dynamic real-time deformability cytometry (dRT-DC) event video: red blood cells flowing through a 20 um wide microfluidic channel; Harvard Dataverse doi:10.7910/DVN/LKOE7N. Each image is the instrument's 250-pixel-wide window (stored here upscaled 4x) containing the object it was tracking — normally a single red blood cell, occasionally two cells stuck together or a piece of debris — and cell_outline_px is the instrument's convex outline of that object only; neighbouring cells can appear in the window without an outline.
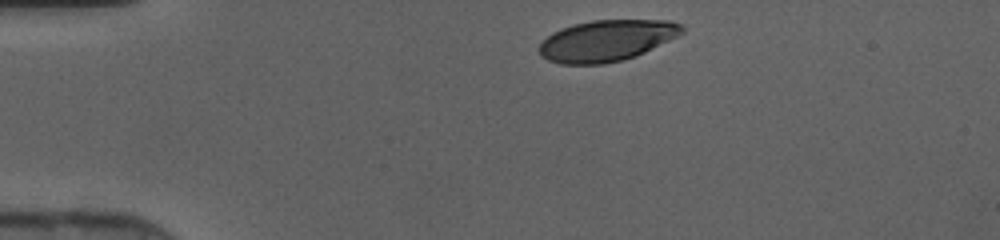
{"species": "human", "species_latin": "Homo sapiens", "temperature_condition": "cold", "stored_images_in_passage": 30, "camera_frame_rate_fps": 3000, "um_per_image_px": 0.085, "donor": {"sex": "female"}, "frame": {"image": 1, "passage_image": 1, "time_ms": 0.0, "image_size_px": [1000, 240], "cell_outline_px": [[684, 32], [636, 56], [624, 60], [604, 64], [560, 64], [548, 60], [540, 56], [536, 48], [552, 32], [560, 28], [572, 24], [592, 20], [668, 20], [680, 24], [684, 28]], "centroid_in_image_um": [51.5, 3.45], "position_along_channel_um": 33.5, "area_um2": 34.39}}
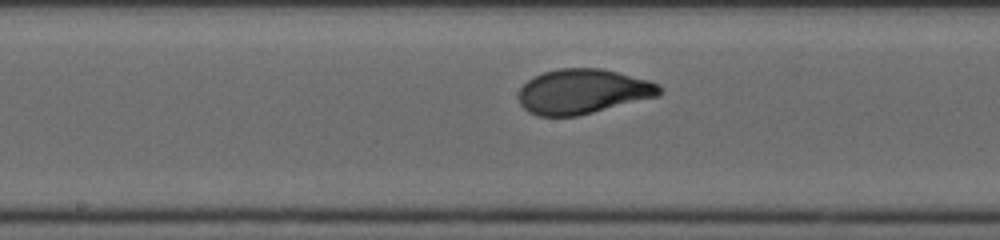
{"frame": {"image": 2, "passage_image": 16, "time_ms": 5.0, "image_size_px": [1000, 240], "cell_outline_px": [[664, 88], [660, 96], [580, 116], [536, 116], [528, 112], [520, 104], [520, 88], [532, 76], [544, 72], [560, 68], [604, 68], [648, 80], [660, 84]], "centroid_in_image_um": [49.59, 7.78], "position_along_channel_um": 198.6, "area_um2": 37.28}}
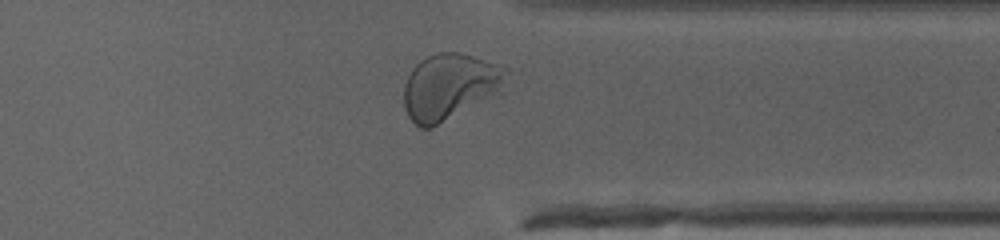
{"frame": {"image": 3, "passage_image": 28, "time_ms": 9.0, "image_size_px": [1000, 240], "cell_outline_px": [[508, 72], [496, 92], [432, 128], [420, 128], [408, 116], [404, 108], [404, 84], [412, 68], [420, 60], [436, 52], [456, 52], [472, 56], [500, 64], [508, 68]], "centroid_in_image_um": [38.15, 7.33], "position_along_channel_um": 373.3, "area_um2": 38.61}}